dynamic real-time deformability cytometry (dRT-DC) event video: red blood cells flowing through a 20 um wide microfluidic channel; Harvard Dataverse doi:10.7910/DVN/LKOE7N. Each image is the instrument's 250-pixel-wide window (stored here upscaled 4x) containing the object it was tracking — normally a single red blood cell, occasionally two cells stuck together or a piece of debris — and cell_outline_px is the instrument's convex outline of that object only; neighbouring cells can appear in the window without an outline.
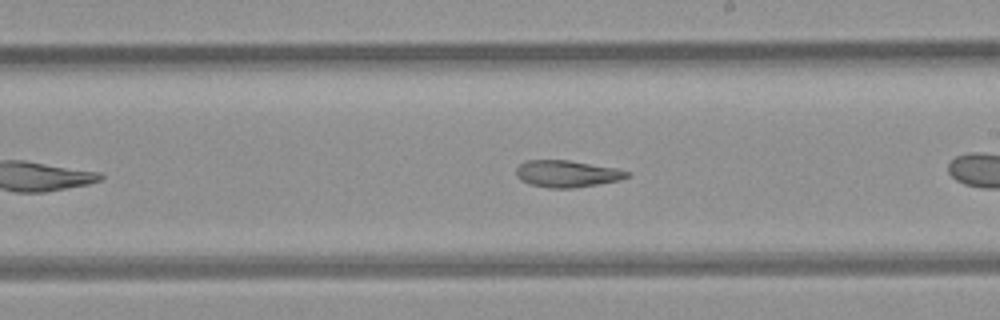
{"species": "common noctule bat (a hibernating species)", "species_latin": "Nyctalus noctula", "temperature_condition": "room temperature", "stored_images_in_passage": 35, "camera_frame_rate_fps": 3000, "um_per_image_px": 0.085, "animal": {"sex": "female", "body_mass_g": 21.9}, "frame": {"image": 1, "passage_image": 11, "time_ms": 3.333, "image_size_px": [1000, 320], "cell_outline_px": [[632, 176], [620, 180], [572, 188], [548, 188], [532, 184], [520, 180], [516, 176], [516, 168], [520, 164], [528, 160], [568, 160], [616, 168], [628, 172]], "centroid_in_image_um": [48.19, 14.77], "position_along_channel_um": 240.8, "area_um2": 17.22}, "authors_computed_cell_mechanics": {"area_um2": 20.3456, "velocity_mm_per_s": 3.9248, "shape_relaxation_time_tau1_ms": null, "shape_relaxation_time_tau2_ms": 3.3557, "deformation_change_tau1": null, "deformation_change_tau2": 0.1327}}